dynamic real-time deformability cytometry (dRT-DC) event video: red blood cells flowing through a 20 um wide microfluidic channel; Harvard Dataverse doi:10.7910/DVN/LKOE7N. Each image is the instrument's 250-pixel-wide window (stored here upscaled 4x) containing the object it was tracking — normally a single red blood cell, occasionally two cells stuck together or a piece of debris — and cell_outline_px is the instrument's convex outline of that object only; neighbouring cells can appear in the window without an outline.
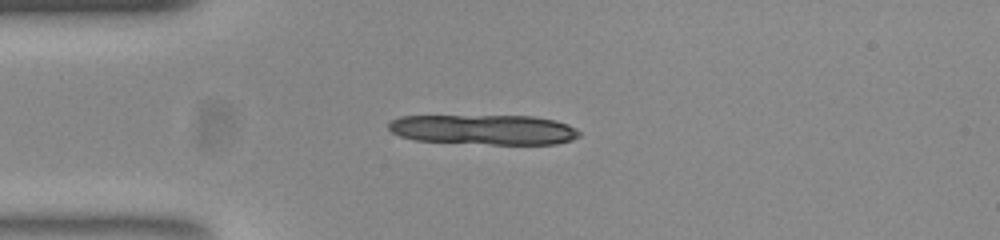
{"species": "common noctule bat (a hibernating species)", "species_latin": "Nyctalus noctula", "temperature_condition": "room temperature", "stored_images_in_passage": 41, "camera_frame_rate_fps": 3000, "um_per_image_px": 0.085, "animal": {"sex": "female", "body_mass_g": 23.0, "forearm_length_mm": 53.4}, "frame": {"image": 1, "passage_image": 1, "time_ms": 0.0, "image_size_px": [1000, 240], "cell_outline_px": [[580, 136], [572, 140], [556, 144], [492, 144], [416, 140], [400, 136], [392, 132], [388, 128], [388, 124], [392, 120], [400, 116], [532, 116], [556, 120], [568, 124], [576, 128], [580, 132]], "centroid_in_image_um": [41.17, 11.01], "position_along_channel_um": 43.8, "area_um2": 33.35}}
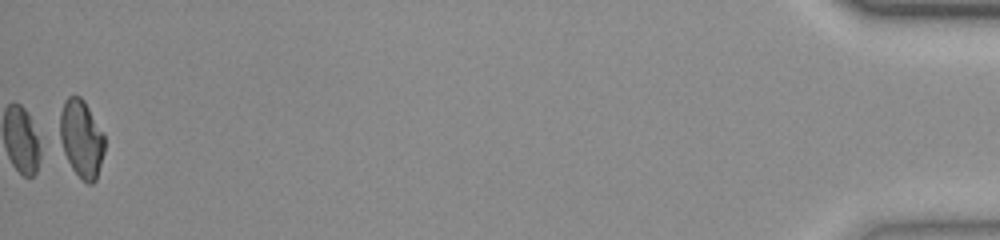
{"frame": {"image": 2, "passage_image": 41, "time_ms": 13.333, "image_size_px": [1000, 240], "cell_outline_px": [[104, 152], [96, 180], [92, 184], [88, 184], [72, 168], [64, 152], [60, 140], [60, 112], [64, 100], [68, 96], [80, 96], [84, 100], [104, 132]], "centroid_in_image_um": [6.93, 11.75], "position_along_channel_um": 428.3, "area_um2": 20.17}, "authors_computed_cell_mechanics": {"area_um2": 20.5768, "velocity_mm_per_s": 3.7995, "shape_relaxation_time_tau1_ms": null, "shape_relaxation_time_tau2_ms": 2.8414, "deformation_change_tau1": null, "deformation_change_tau2": 0.0737}}